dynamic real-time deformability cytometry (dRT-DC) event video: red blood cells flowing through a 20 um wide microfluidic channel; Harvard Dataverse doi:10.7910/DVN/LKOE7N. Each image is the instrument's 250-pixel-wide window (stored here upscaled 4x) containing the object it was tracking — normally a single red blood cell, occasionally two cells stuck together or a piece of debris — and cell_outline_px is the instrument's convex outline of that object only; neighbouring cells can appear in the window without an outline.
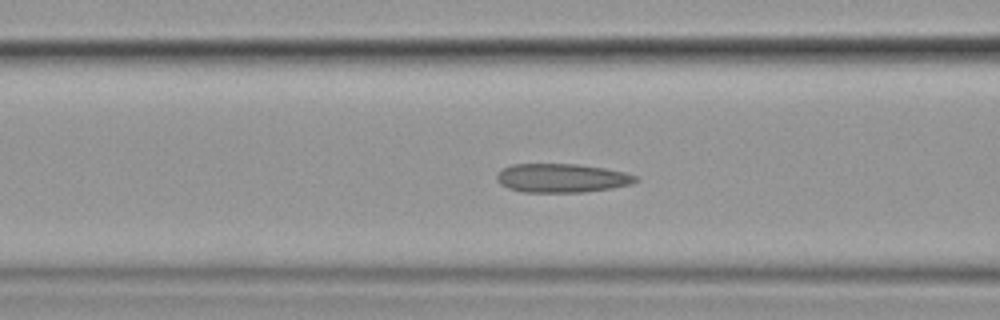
{"species": "common noctule bat (a hibernating species)", "species_latin": "Nyctalus noctula", "temperature_condition": "cold", "stored_images_in_passage": 58, "camera_frame_rate_fps": 3000, "um_per_image_px": 0.085, "animal": {"sex": "female", "body_mass_g": 19.9}, "frame": {"image": 1, "passage_image": 23, "time_ms": 7.333, "image_size_px": [1000, 320], "cell_outline_px": [[640, 180], [632, 184], [612, 188], [584, 192], [524, 192], [508, 188], [500, 184], [496, 180], [496, 172], [512, 164], [576, 164], [604, 168], [624, 172], [640, 176]], "centroid_in_image_um": [47.77, 15.13], "position_along_channel_um": 118.8, "area_um2": 23.52}}
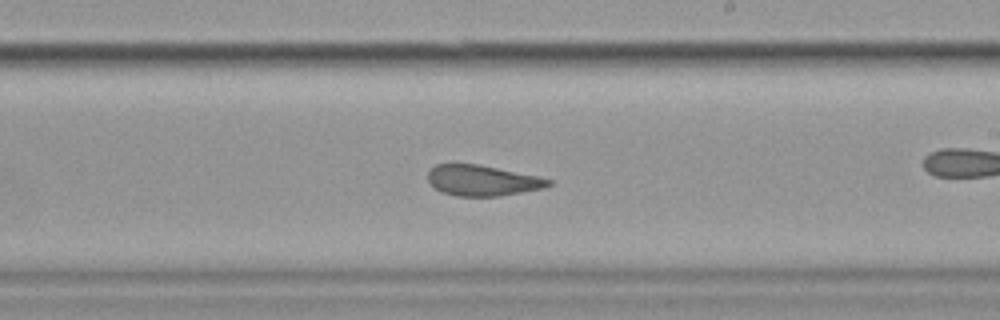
{"frame": {"image": 2, "passage_image": 34, "time_ms": 11.0, "image_size_px": [1000, 320], "cell_outline_px": [[552, 184], [544, 188], [500, 196], [456, 196], [440, 192], [428, 180], [428, 172], [436, 164], [476, 164], [540, 176], [552, 180]], "centroid_in_image_um": [41.03, 15.35], "position_along_channel_um": 248.0, "area_um2": 21.5}}
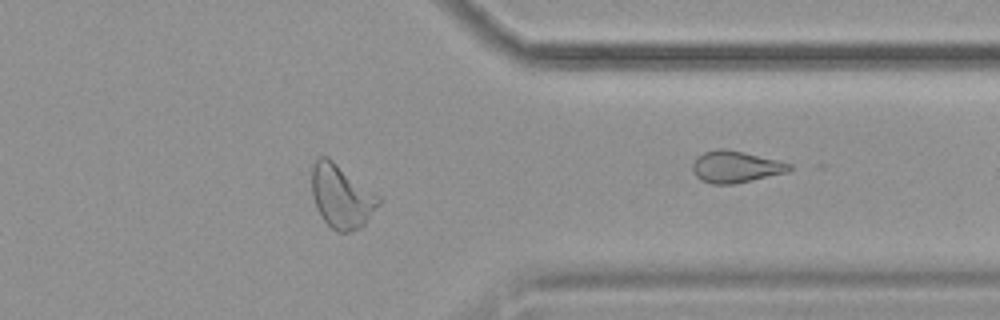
{"frame": {"image": 3, "passage_image": 46, "time_ms": 15.0, "image_size_px": [1000, 320], "cell_outline_px": [[384, 200], [364, 224], [360, 228], [348, 232], [340, 232], [332, 228], [324, 220], [316, 208], [312, 196], [312, 164], [320, 156], [328, 156], [380, 196]], "centroid_in_image_um": [29.04, 16.68], "position_along_channel_um": 382.4, "area_um2": 24.85}, "authors_computed_cell_mechanics": {"area_um2": 24.3338, "velocity_mm_per_s": 3.5304, "shape_relaxation_time_tau1_ms": null, "shape_relaxation_time_tau2_ms": 2.6158, "deformation_change_tau1": null, "deformation_change_tau2": 0.0982}}